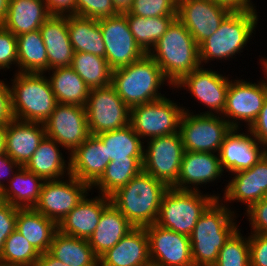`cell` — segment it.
<instances>
[{
	"mask_svg": "<svg viewBox=\"0 0 267 266\" xmlns=\"http://www.w3.org/2000/svg\"><path fill=\"white\" fill-rule=\"evenodd\" d=\"M220 199H215L202 213L190 235L194 266H213L220 249L240 225L238 215Z\"/></svg>",
	"mask_w": 267,
	"mask_h": 266,
	"instance_id": "cell-1",
	"label": "cell"
},
{
	"mask_svg": "<svg viewBox=\"0 0 267 266\" xmlns=\"http://www.w3.org/2000/svg\"><path fill=\"white\" fill-rule=\"evenodd\" d=\"M169 187L145 171L110 195L111 203L134 227H146L156 222L161 200Z\"/></svg>",
	"mask_w": 267,
	"mask_h": 266,
	"instance_id": "cell-2",
	"label": "cell"
},
{
	"mask_svg": "<svg viewBox=\"0 0 267 266\" xmlns=\"http://www.w3.org/2000/svg\"><path fill=\"white\" fill-rule=\"evenodd\" d=\"M148 54L172 86L201 66L199 45L177 18Z\"/></svg>",
	"mask_w": 267,
	"mask_h": 266,
	"instance_id": "cell-3",
	"label": "cell"
},
{
	"mask_svg": "<svg viewBox=\"0 0 267 266\" xmlns=\"http://www.w3.org/2000/svg\"><path fill=\"white\" fill-rule=\"evenodd\" d=\"M164 85L173 89L149 54L112 71L111 86L129 108L165 97L160 91Z\"/></svg>",
	"mask_w": 267,
	"mask_h": 266,
	"instance_id": "cell-4",
	"label": "cell"
},
{
	"mask_svg": "<svg viewBox=\"0 0 267 266\" xmlns=\"http://www.w3.org/2000/svg\"><path fill=\"white\" fill-rule=\"evenodd\" d=\"M259 16L257 9L231 11L221 22L219 29L199 45L201 66L211 61H231L243 52L255 35ZM255 32V33H254ZM231 58V59H230Z\"/></svg>",
	"mask_w": 267,
	"mask_h": 266,
	"instance_id": "cell-5",
	"label": "cell"
},
{
	"mask_svg": "<svg viewBox=\"0 0 267 266\" xmlns=\"http://www.w3.org/2000/svg\"><path fill=\"white\" fill-rule=\"evenodd\" d=\"M11 78V101L14 119L44 123L57 104L45 73L15 72Z\"/></svg>",
	"mask_w": 267,
	"mask_h": 266,
	"instance_id": "cell-6",
	"label": "cell"
},
{
	"mask_svg": "<svg viewBox=\"0 0 267 266\" xmlns=\"http://www.w3.org/2000/svg\"><path fill=\"white\" fill-rule=\"evenodd\" d=\"M220 195L214 191L211 195L169 187L162 197L155 224L190 236L202 213L215 199H220Z\"/></svg>",
	"mask_w": 267,
	"mask_h": 266,
	"instance_id": "cell-7",
	"label": "cell"
},
{
	"mask_svg": "<svg viewBox=\"0 0 267 266\" xmlns=\"http://www.w3.org/2000/svg\"><path fill=\"white\" fill-rule=\"evenodd\" d=\"M166 96L130 108V125L145 142L179 132L183 106Z\"/></svg>",
	"mask_w": 267,
	"mask_h": 266,
	"instance_id": "cell-8",
	"label": "cell"
},
{
	"mask_svg": "<svg viewBox=\"0 0 267 266\" xmlns=\"http://www.w3.org/2000/svg\"><path fill=\"white\" fill-rule=\"evenodd\" d=\"M183 109L179 133L184 150L219 153L225 135L232 128L229 123L222 115L197 114L185 106Z\"/></svg>",
	"mask_w": 267,
	"mask_h": 266,
	"instance_id": "cell-9",
	"label": "cell"
},
{
	"mask_svg": "<svg viewBox=\"0 0 267 266\" xmlns=\"http://www.w3.org/2000/svg\"><path fill=\"white\" fill-rule=\"evenodd\" d=\"M266 98L267 88L263 79L260 78L257 83L238 77L231 79L222 117L232 128H241L244 126L242 123L249 128L257 119Z\"/></svg>",
	"mask_w": 267,
	"mask_h": 266,
	"instance_id": "cell-10",
	"label": "cell"
},
{
	"mask_svg": "<svg viewBox=\"0 0 267 266\" xmlns=\"http://www.w3.org/2000/svg\"><path fill=\"white\" fill-rule=\"evenodd\" d=\"M144 144L143 171L172 187L180 175L185 151L180 133L154 137Z\"/></svg>",
	"mask_w": 267,
	"mask_h": 266,
	"instance_id": "cell-11",
	"label": "cell"
},
{
	"mask_svg": "<svg viewBox=\"0 0 267 266\" xmlns=\"http://www.w3.org/2000/svg\"><path fill=\"white\" fill-rule=\"evenodd\" d=\"M90 135L124 128L130 124V108L115 89H92L85 105Z\"/></svg>",
	"mask_w": 267,
	"mask_h": 266,
	"instance_id": "cell-12",
	"label": "cell"
},
{
	"mask_svg": "<svg viewBox=\"0 0 267 266\" xmlns=\"http://www.w3.org/2000/svg\"><path fill=\"white\" fill-rule=\"evenodd\" d=\"M230 74L223 75L219 71L200 66L188 75L184 76L173 86L176 91L179 89L189 91L191 96L197 99L198 103L209 108L207 111L198 114L222 115L226 105V94L230 83Z\"/></svg>",
	"mask_w": 267,
	"mask_h": 266,
	"instance_id": "cell-13",
	"label": "cell"
},
{
	"mask_svg": "<svg viewBox=\"0 0 267 266\" xmlns=\"http://www.w3.org/2000/svg\"><path fill=\"white\" fill-rule=\"evenodd\" d=\"M89 192L91 187L72 175L45 180L34 209L59 224Z\"/></svg>",
	"mask_w": 267,
	"mask_h": 266,
	"instance_id": "cell-14",
	"label": "cell"
},
{
	"mask_svg": "<svg viewBox=\"0 0 267 266\" xmlns=\"http://www.w3.org/2000/svg\"><path fill=\"white\" fill-rule=\"evenodd\" d=\"M98 22L106 48L105 59L112 70L128 66L146 54L129 29L126 13L99 19Z\"/></svg>",
	"mask_w": 267,
	"mask_h": 266,
	"instance_id": "cell-15",
	"label": "cell"
},
{
	"mask_svg": "<svg viewBox=\"0 0 267 266\" xmlns=\"http://www.w3.org/2000/svg\"><path fill=\"white\" fill-rule=\"evenodd\" d=\"M43 124L46 136L68 150V155L90 136L83 106L57 103Z\"/></svg>",
	"mask_w": 267,
	"mask_h": 266,
	"instance_id": "cell-16",
	"label": "cell"
},
{
	"mask_svg": "<svg viewBox=\"0 0 267 266\" xmlns=\"http://www.w3.org/2000/svg\"><path fill=\"white\" fill-rule=\"evenodd\" d=\"M144 228L149 240L151 264L156 266H194L190 236L162 228L155 223Z\"/></svg>",
	"mask_w": 267,
	"mask_h": 266,
	"instance_id": "cell-17",
	"label": "cell"
},
{
	"mask_svg": "<svg viewBox=\"0 0 267 266\" xmlns=\"http://www.w3.org/2000/svg\"><path fill=\"white\" fill-rule=\"evenodd\" d=\"M231 10L213 0H178L177 19L200 45L213 35Z\"/></svg>",
	"mask_w": 267,
	"mask_h": 266,
	"instance_id": "cell-18",
	"label": "cell"
},
{
	"mask_svg": "<svg viewBox=\"0 0 267 266\" xmlns=\"http://www.w3.org/2000/svg\"><path fill=\"white\" fill-rule=\"evenodd\" d=\"M245 133L240 128H231L225 135L219 151L222 170L230 174L250 169L267 152V148L260 143L246 128Z\"/></svg>",
	"mask_w": 267,
	"mask_h": 266,
	"instance_id": "cell-19",
	"label": "cell"
},
{
	"mask_svg": "<svg viewBox=\"0 0 267 266\" xmlns=\"http://www.w3.org/2000/svg\"><path fill=\"white\" fill-rule=\"evenodd\" d=\"M220 200L230 209V203L242 202L247 210L252 204L267 197V152L250 169L230 174ZM233 176V177H232ZM230 178H232L230 180ZM229 202V204H228Z\"/></svg>",
	"mask_w": 267,
	"mask_h": 266,
	"instance_id": "cell-20",
	"label": "cell"
},
{
	"mask_svg": "<svg viewBox=\"0 0 267 266\" xmlns=\"http://www.w3.org/2000/svg\"><path fill=\"white\" fill-rule=\"evenodd\" d=\"M223 173L218 153L184 151L180 175L172 188L201 191L199 187L221 180Z\"/></svg>",
	"mask_w": 267,
	"mask_h": 266,
	"instance_id": "cell-21",
	"label": "cell"
},
{
	"mask_svg": "<svg viewBox=\"0 0 267 266\" xmlns=\"http://www.w3.org/2000/svg\"><path fill=\"white\" fill-rule=\"evenodd\" d=\"M84 198L58 224V230L66 235L89 239L100 220L103 210L111 203L110 196L98 194Z\"/></svg>",
	"mask_w": 267,
	"mask_h": 266,
	"instance_id": "cell-22",
	"label": "cell"
},
{
	"mask_svg": "<svg viewBox=\"0 0 267 266\" xmlns=\"http://www.w3.org/2000/svg\"><path fill=\"white\" fill-rule=\"evenodd\" d=\"M149 240L144 227H134L99 257V266L150 265Z\"/></svg>",
	"mask_w": 267,
	"mask_h": 266,
	"instance_id": "cell-23",
	"label": "cell"
},
{
	"mask_svg": "<svg viewBox=\"0 0 267 266\" xmlns=\"http://www.w3.org/2000/svg\"><path fill=\"white\" fill-rule=\"evenodd\" d=\"M46 136L43 123L13 119L6 125L5 153L25 166Z\"/></svg>",
	"mask_w": 267,
	"mask_h": 266,
	"instance_id": "cell-24",
	"label": "cell"
},
{
	"mask_svg": "<svg viewBox=\"0 0 267 266\" xmlns=\"http://www.w3.org/2000/svg\"><path fill=\"white\" fill-rule=\"evenodd\" d=\"M70 175L90 187L101 177L110 163L106 146L96 136L90 135L70 155Z\"/></svg>",
	"mask_w": 267,
	"mask_h": 266,
	"instance_id": "cell-25",
	"label": "cell"
},
{
	"mask_svg": "<svg viewBox=\"0 0 267 266\" xmlns=\"http://www.w3.org/2000/svg\"><path fill=\"white\" fill-rule=\"evenodd\" d=\"M46 47L48 70L71 66L74 49L70 42L67 15H50L40 27Z\"/></svg>",
	"mask_w": 267,
	"mask_h": 266,
	"instance_id": "cell-26",
	"label": "cell"
},
{
	"mask_svg": "<svg viewBox=\"0 0 267 266\" xmlns=\"http://www.w3.org/2000/svg\"><path fill=\"white\" fill-rule=\"evenodd\" d=\"M50 15L44 0H9L7 15L0 24L17 37L40 30Z\"/></svg>",
	"mask_w": 267,
	"mask_h": 266,
	"instance_id": "cell-27",
	"label": "cell"
},
{
	"mask_svg": "<svg viewBox=\"0 0 267 266\" xmlns=\"http://www.w3.org/2000/svg\"><path fill=\"white\" fill-rule=\"evenodd\" d=\"M60 147L64 149L55 140L45 136L24 167L44 180L65 178L70 175V156L65 160Z\"/></svg>",
	"mask_w": 267,
	"mask_h": 266,
	"instance_id": "cell-28",
	"label": "cell"
},
{
	"mask_svg": "<svg viewBox=\"0 0 267 266\" xmlns=\"http://www.w3.org/2000/svg\"><path fill=\"white\" fill-rule=\"evenodd\" d=\"M133 228L128 219L110 203L103 210L93 235L88 239L94 254L99 258Z\"/></svg>",
	"mask_w": 267,
	"mask_h": 266,
	"instance_id": "cell-29",
	"label": "cell"
},
{
	"mask_svg": "<svg viewBox=\"0 0 267 266\" xmlns=\"http://www.w3.org/2000/svg\"><path fill=\"white\" fill-rule=\"evenodd\" d=\"M16 229L40 253L48 252L58 224L34 208L18 209Z\"/></svg>",
	"mask_w": 267,
	"mask_h": 266,
	"instance_id": "cell-30",
	"label": "cell"
},
{
	"mask_svg": "<svg viewBox=\"0 0 267 266\" xmlns=\"http://www.w3.org/2000/svg\"><path fill=\"white\" fill-rule=\"evenodd\" d=\"M45 180L20 166L0 192V199L16 208H34Z\"/></svg>",
	"mask_w": 267,
	"mask_h": 266,
	"instance_id": "cell-31",
	"label": "cell"
},
{
	"mask_svg": "<svg viewBox=\"0 0 267 266\" xmlns=\"http://www.w3.org/2000/svg\"><path fill=\"white\" fill-rule=\"evenodd\" d=\"M45 73L49 75L47 78L57 103L85 107L90 89L71 66L55 68Z\"/></svg>",
	"mask_w": 267,
	"mask_h": 266,
	"instance_id": "cell-32",
	"label": "cell"
},
{
	"mask_svg": "<svg viewBox=\"0 0 267 266\" xmlns=\"http://www.w3.org/2000/svg\"><path fill=\"white\" fill-rule=\"evenodd\" d=\"M70 42L74 52H87L105 58V44L98 20L67 15Z\"/></svg>",
	"mask_w": 267,
	"mask_h": 266,
	"instance_id": "cell-33",
	"label": "cell"
},
{
	"mask_svg": "<svg viewBox=\"0 0 267 266\" xmlns=\"http://www.w3.org/2000/svg\"><path fill=\"white\" fill-rule=\"evenodd\" d=\"M48 252L69 266H99V258L87 239L69 236L59 230L55 233Z\"/></svg>",
	"mask_w": 267,
	"mask_h": 266,
	"instance_id": "cell-34",
	"label": "cell"
},
{
	"mask_svg": "<svg viewBox=\"0 0 267 266\" xmlns=\"http://www.w3.org/2000/svg\"><path fill=\"white\" fill-rule=\"evenodd\" d=\"M96 136L106 146L107 161L143 160L144 142L130 124Z\"/></svg>",
	"mask_w": 267,
	"mask_h": 266,
	"instance_id": "cell-35",
	"label": "cell"
},
{
	"mask_svg": "<svg viewBox=\"0 0 267 266\" xmlns=\"http://www.w3.org/2000/svg\"><path fill=\"white\" fill-rule=\"evenodd\" d=\"M18 72L45 73L48 57L40 30L17 36Z\"/></svg>",
	"mask_w": 267,
	"mask_h": 266,
	"instance_id": "cell-36",
	"label": "cell"
},
{
	"mask_svg": "<svg viewBox=\"0 0 267 266\" xmlns=\"http://www.w3.org/2000/svg\"><path fill=\"white\" fill-rule=\"evenodd\" d=\"M71 67L92 89L111 85L112 69L107 60L87 52H74Z\"/></svg>",
	"mask_w": 267,
	"mask_h": 266,
	"instance_id": "cell-37",
	"label": "cell"
},
{
	"mask_svg": "<svg viewBox=\"0 0 267 266\" xmlns=\"http://www.w3.org/2000/svg\"><path fill=\"white\" fill-rule=\"evenodd\" d=\"M177 16L143 17L127 15L129 29L140 48L148 54Z\"/></svg>",
	"mask_w": 267,
	"mask_h": 266,
	"instance_id": "cell-38",
	"label": "cell"
},
{
	"mask_svg": "<svg viewBox=\"0 0 267 266\" xmlns=\"http://www.w3.org/2000/svg\"><path fill=\"white\" fill-rule=\"evenodd\" d=\"M143 170V160H114L105 168L101 177L91 186L98 194L110 196L126 185Z\"/></svg>",
	"mask_w": 267,
	"mask_h": 266,
	"instance_id": "cell-39",
	"label": "cell"
},
{
	"mask_svg": "<svg viewBox=\"0 0 267 266\" xmlns=\"http://www.w3.org/2000/svg\"><path fill=\"white\" fill-rule=\"evenodd\" d=\"M40 253L30 242L15 229L5 240L0 257V264L4 266H35Z\"/></svg>",
	"mask_w": 267,
	"mask_h": 266,
	"instance_id": "cell-40",
	"label": "cell"
},
{
	"mask_svg": "<svg viewBox=\"0 0 267 266\" xmlns=\"http://www.w3.org/2000/svg\"><path fill=\"white\" fill-rule=\"evenodd\" d=\"M213 266H250L249 236L237 229L225 242Z\"/></svg>",
	"mask_w": 267,
	"mask_h": 266,
	"instance_id": "cell-41",
	"label": "cell"
},
{
	"mask_svg": "<svg viewBox=\"0 0 267 266\" xmlns=\"http://www.w3.org/2000/svg\"><path fill=\"white\" fill-rule=\"evenodd\" d=\"M178 0H133L127 15L147 17L177 16Z\"/></svg>",
	"mask_w": 267,
	"mask_h": 266,
	"instance_id": "cell-42",
	"label": "cell"
},
{
	"mask_svg": "<svg viewBox=\"0 0 267 266\" xmlns=\"http://www.w3.org/2000/svg\"><path fill=\"white\" fill-rule=\"evenodd\" d=\"M118 14L111 0H75V15L99 20Z\"/></svg>",
	"mask_w": 267,
	"mask_h": 266,
	"instance_id": "cell-43",
	"label": "cell"
},
{
	"mask_svg": "<svg viewBox=\"0 0 267 266\" xmlns=\"http://www.w3.org/2000/svg\"><path fill=\"white\" fill-rule=\"evenodd\" d=\"M13 65L18 72L17 37L0 24V71L13 69Z\"/></svg>",
	"mask_w": 267,
	"mask_h": 266,
	"instance_id": "cell-44",
	"label": "cell"
},
{
	"mask_svg": "<svg viewBox=\"0 0 267 266\" xmlns=\"http://www.w3.org/2000/svg\"><path fill=\"white\" fill-rule=\"evenodd\" d=\"M244 212L251 225L250 233L267 235V199H262L252 204Z\"/></svg>",
	"mask_w": 267,
	"mask_h": 266,
	"instance_id": "cell-45",
	"label": "cell"
},
{
	"mask_svg": "<svg viewBox=\"0 0 267 266\" xmlns=\"http://www.w3.org/2000/svg\"><path fill=\"white\" fill-rule=\"evenodd\" d=\"M249 234L250 266H267V235Z\"/></svg>",
	"mask_w": 267,
	"mask_h": 266,
	"instance_id": "cell-46",
	"label": "cell"
},
{
	"mask_svg": "<svg viewBox=\"0 0 267 266\" xmlns=\"http://www.w3.org/2000/svg\"><path fill=\"white\" fill-rule=\"evenodd\" d=\"M18 209L9 202L0 199V235L8 238L16 229Z\"/></svg>",
	"mask_w": 267,
	"mask_h": 266,
	"instance_id": "cell-47",
	"label": "cell"
},
{
	"mask_svg": "<svg viewBox=\"0 0 267 266\" xmlns=\"http://www.w3.org/2000/svg\"><path fill=\"white\" fill-rule=\"evenodd\" d=\"M4 80L0 79V125H7L14 119L10 85Z\"/></svg>",
	"mask_w": 267,
	"mask_h": 266,
	"instance_id": "cell-48",
	"label": "cell"
},
{
	"mask_svg": "<svg viewBox=\"0 0 267 266\" xmlns=\"http://www.w3.org/2000/svg\"><path fill=\"white\" fill-rule=\"evenodd\" d=\"M248 129L267 148V98L257 119Z\"/></svg>",
	"mask_w": 267,
	"mask_h": 266,
	"instance_id": "cell-49",
	"label": "cell"
},
{
	"mask_svg": "<svg viewBox=\"0 0 267 266\" xmlns=\"http://www.w3.org/2000/svg\"><path fill=\"white\" fill-rule=\"evenodd\" d=\"M20 165L12 160L5 152L0 154V192L13 177Z\"/></svg>",
	"mask_w": 267,
	"mask_h": 266,
	"instance_id": "cell-50",
	"label": "cell"
},
{
	"mask_svg": "<svg viewBox=\"0 0 267 266\" xmlns=\"http://www.w3.org/2000/svg\"><path fill=\"white\" fill-rule=\"evenodd\" d=\"M51 15H75V0H44Z\"/></svg>",
	"mask_w": 267,
	"mask_h": 266,
	"instance_id": "cell-51",
	"label": "cell"
},
{
	"mask_svg": "<svg viewBox=\"0 0 267 266\" xmlns=\"http://www.w3.org/2000/svg\"><path fill=\"white\" fill-rule=\"evenodd\" d=\"M215 3L229 8L231 11H249L256 9L252 0H213Z\"/></svg>",
	"mask_w": 267,
	"mask_h": 266,
	"instance_id": "cell-52",
	"label": "cell"
},
{
	"mask_svg": "<svg viewBox=\"0 0 267 266\" xmlns=\"http://www.w3.org/2000/svg\"><path fill=\"white\" fill-rule=\"evenodd\" d=\"M35 266H69L62 261L53 257L49 252H45L39 255Z\"/></svg>",
	"mask_w": 267,
	"mask_h": 266,
	"instance_id": "cell-53",
	"label": "cell"
},
{
	"mask_svg": "<svg viewBox=\"0 0 267 266\" xmlns=\"http://www.w3.org/2000/svg\"><path fill=\"white\" fill-rule=\"evenodd\" d=\"M118 13H126L130 10L133 0H111Z\"/></svg>",
	"mask_w": 267,
	"mask_h": 266,
	"instance_id": "cell-54",
	"label": "cell"
},
{
	"mask_svg": "<svg viewBox=\"0 0 267 266\" xmlns=\"http://www.w3.org/2000/svg\"><path fill=\"white\" fill-rule=\"evenodd\" d=\"M9 0H0V23L5 19L8 12Z\"/></svg>",
	"mask_w": 267,
	"mask_h": 266,
	"instance_id": "cell-55",
	"label": "cell"
},
{
	"mask_svg": "<svg viewBox=\"0 0 267 266\" xmlns=\"http://www.w3.org/2000/svg\"><path fill=\"white\" fill-rule=\"evenodd\" d=\"M5 133L6 125H0V154L5 151Z\"/></svg>",
	"mask_w": 267,
	"mask_h": 266,
	"instance_id": "cell-56",
	"label": "cell"
},
{
	"mask_svg": "<svg viewBox=\"0 0 267 266\" xmlns=\"http://www.w3.org/2000/svg\"><path fill=\"white\" fill-rule=\"evenodd\" d=\"M259 61H260L259 63L261 64L260 66L264 72L263 74L265 76V78L263 77V81H264L266 88H267V57H261V58H259Z\"/></svg>",
	"mask_w": 267,
	"mask_h": 266,
	"instance_id": "cell-57",
	"label": "cell"
},
{
	"mask_svg": "<svg viewBox=\"0 0 267 266\" xmlns=\"http://www.w3.org/2000/svg\"><path fill=\"white\" fill-rule=\"evenodd\" d=\"M7 238L4 235H0V257L4 248L5 240Z\"/></svg>",
	"mask_w": 267,
	"mask_h": 266,
	"instance_id": "cell-58",
	"label": "cell"
}]
</instances>
